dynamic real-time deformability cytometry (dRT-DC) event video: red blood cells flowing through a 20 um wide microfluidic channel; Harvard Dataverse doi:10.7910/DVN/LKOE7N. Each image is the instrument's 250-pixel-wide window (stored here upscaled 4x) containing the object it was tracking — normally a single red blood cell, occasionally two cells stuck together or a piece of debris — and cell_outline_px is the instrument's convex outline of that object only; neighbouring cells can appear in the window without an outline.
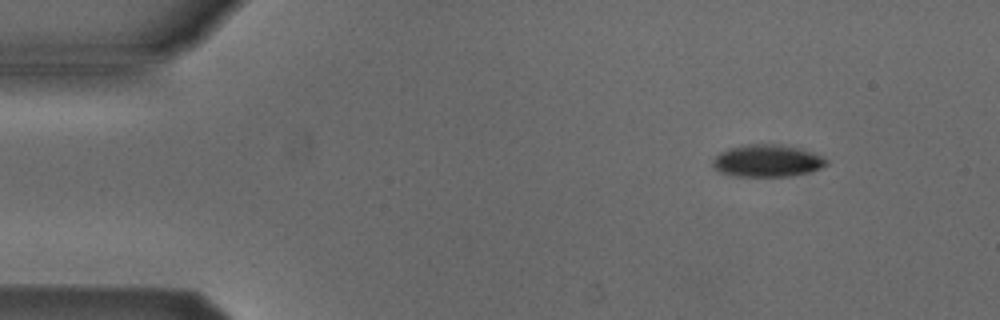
{"species": "Egyptian fruit bat (a non-hibernating species)", "species_latin": "Rousettus aegyptiacus", "temperature_condition": "cold", "stored_images_in_passage": 48, "camera_frame_rate_fps": 3000, "um_per_image_px": 0.085, "animal": {"sex": "male"}, "frame": {"image": 1, "passage_image": 1, "time_ms": 0.0, "image_size_px": [1000, 320], "cell_outline_px": [[828, 164], [820, 168], [808, 172], [792, 176], [736, 176], [720, 172], [712, 164], [712, 160], [720, 152], [728, 148], [748, 144], [772, 144], [796, 148], [812, 152], [828, 160]], "centroid_in_image_um": [65.19, 13.67], "position_along_channel_um": 19.8, "area_um2": 21.04}}
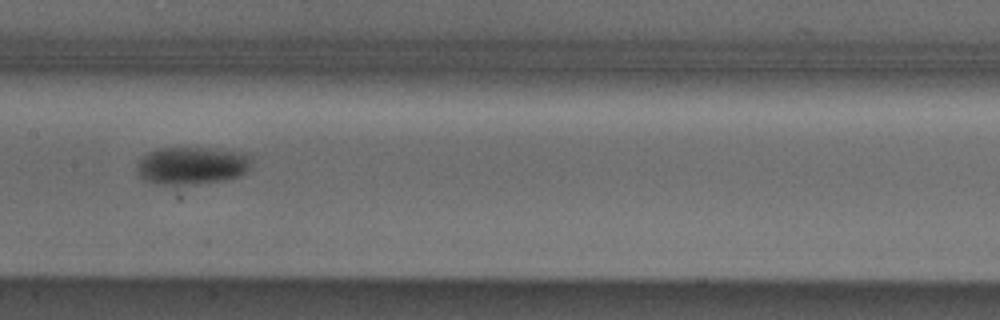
{"frame": {"image": 2, "passage_image": 21, "time_ms": 6.667, "image_size_px": [1000, 320], "cell_outline_px": [[252, 160], [248, 168], [240, 176], [224, 180], [172, 188], [152, 184], [144, 180], [136, 172], [136, 168], [140, 160], [148, 152], [160, 148], [208, 148], [248, 152], [252, 156]], "centroid_in_image_um": [16.29, 14.11], "position_along_channel_um": 191.1, "area_um2": 26.07}}
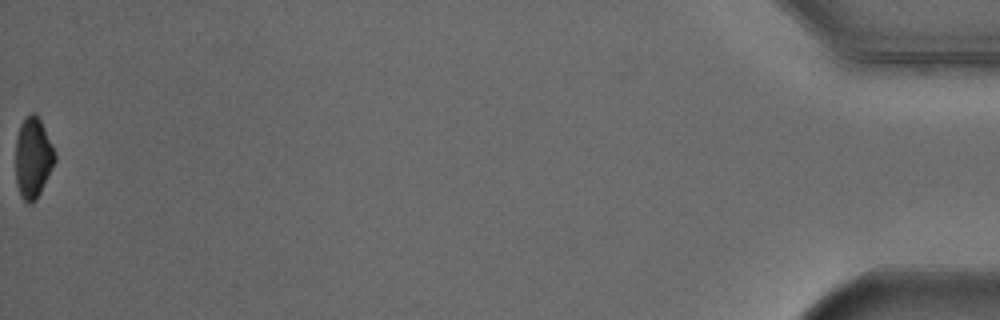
{"frame": {"image": 3, "passage_image": 48, "time_ms": 15.667, "image_size_px": [1000, 320], "cell_outline_px": [[56, 160], [36, 200], [32, 204], [28, 204], [20, 196], [16, 180], [16, 140], [20, 124], [32, 112], [36, 112], [44, 128], [56, 156]], "centroid_in_image_um": [2.79, 13.43], "position_along_channel_um": 432.4, "area_um2": 18.21}, "authors_computed_cell_mechanics": {"area_um2": 22.6576, "velocity_mm_per_s": 3.8672, "shape_relaxation_time_tau1_ms": 2.0314, "shape_relaxation_time_tau2_ms": null, "deformation_change_tau1": 0.0686, "deformation_change_tau2": null}}